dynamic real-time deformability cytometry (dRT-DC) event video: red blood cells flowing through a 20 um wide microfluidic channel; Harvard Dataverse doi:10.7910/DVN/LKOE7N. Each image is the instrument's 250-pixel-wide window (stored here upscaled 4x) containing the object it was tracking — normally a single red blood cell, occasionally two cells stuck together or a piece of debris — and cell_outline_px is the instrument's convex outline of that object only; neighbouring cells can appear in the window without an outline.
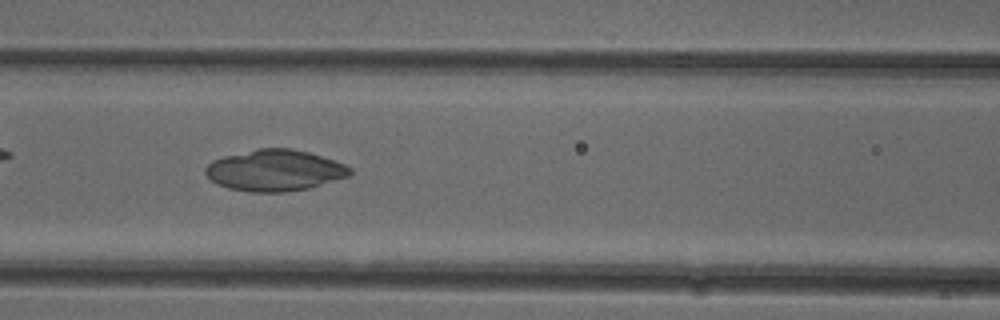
{"species": "common noctule bat (a hibernating species)", "species_latin": "Nyctalus noctula", "temperature_condition": "cold", "stored_images_in_passage": 38, "camera_frame_rate_fps": 3000, "um_per_image_px": 0.085, "animal": {"sex": "female"}, "frame": {"image": 1, "passage_image": 9, "time_ms": 2.667, "image_size_px": [1000, 320], "cell_outline_px": [[352, 172], [348, 176], [308, 188], [284, 192], [252, 192], [228, 188], [216, 184], [204, 172], [204, 168], [212, 160], [224, 156], [256, 148], [292, 148], [308, 152], [344, 164], [352, 168]], "centroid_in_image_um": [23.31, 14.48], "position_along_channel_um": 143.3, "area_um2": 34.62}}
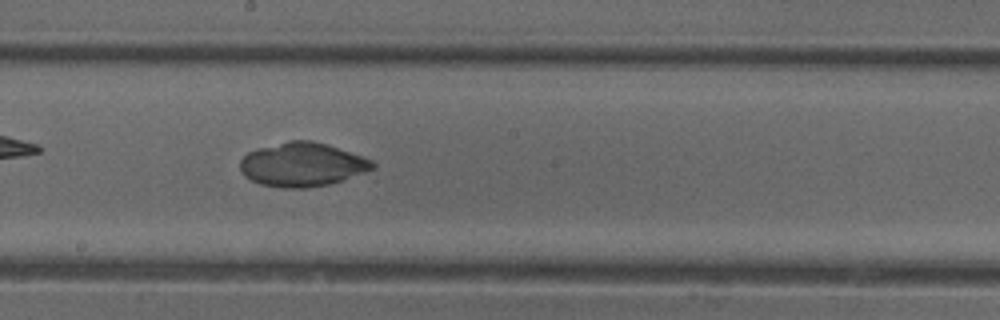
{"frame": {"image": 2, "passage_image": 15, "time_ms": 4.667, "image_size_px": [1000, 320], "cell_outline_px": [[376, 168], [328, 184], [304, 188], [284, 188], [260, 184], [244, 176], [240, 168], [240, 160], [248, 152], [256, 148], [288, 140], [308, 140], [328, 144], [364, 156], [372, 160], [376, 164]], "centroid_in_image_um": [25.68, 13.97], "position_along_channel_um": 222.5, "area_um2": 33.93}}
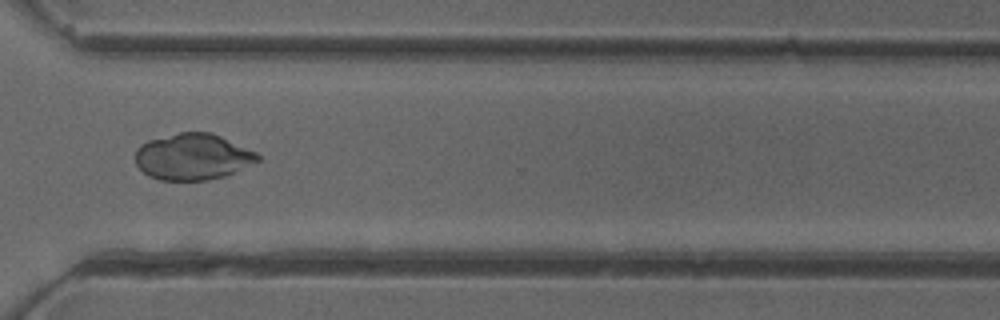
{"frame": {"image": 3, "passage_image": 25, "time_ms": 8.0, "image_size_px": [1000, 320], "cell_outline_px": [[260, 160], [224, 176], [208, 180], [160, 180], [148, 176], [136, 164], [136, 148], [140, 144], [148, 140], [180, 132], [212, 132], [256, 152], [260, 156]], "centroid_in_image_um": [16.36, 13.32], "position_along_channel_um": 354.2, "area_um2": 32.89}}